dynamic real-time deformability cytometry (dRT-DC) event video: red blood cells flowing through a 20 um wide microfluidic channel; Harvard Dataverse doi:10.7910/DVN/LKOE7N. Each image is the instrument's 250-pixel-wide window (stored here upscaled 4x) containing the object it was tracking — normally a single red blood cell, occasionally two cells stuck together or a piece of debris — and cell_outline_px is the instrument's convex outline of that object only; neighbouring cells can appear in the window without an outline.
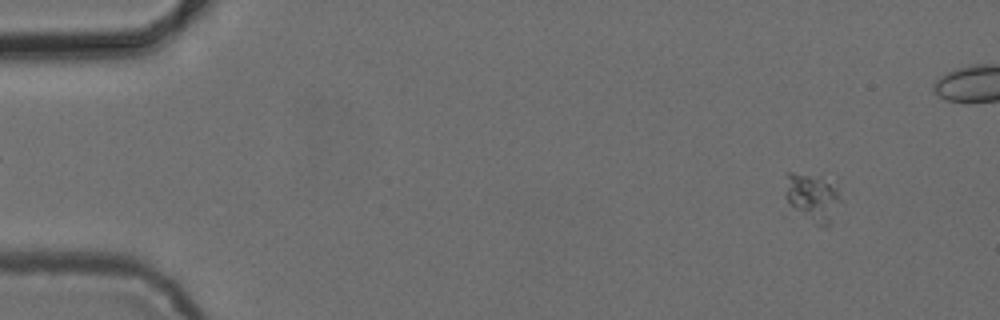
{"species": "common noctule bat (a hibernating species)", "species_latin": "Nyctalus noctula", "temperature_condition": "cold", "stored_images_in_passage": 55, "camera_frame_rate_fps": 3000, "um_per_image_px": 0.085, "animal": {"sex": "female", "body_mass_g": 24.6, "forearm_length_mm": 56.2}, "frame": {"image": 1, "passage_image": 5, "time_ms": 1.333, "image_size_px": [1000, 320], "cell_outline_px": [[840, 200], [828, 224], [824, 228], [784, 216], [784, 172], [792, 172], [840, 176]], "centroid_in_image_um": [68.95, 16.77], "position_along_channel_um": 16.1, "area_um2": 18.79}}
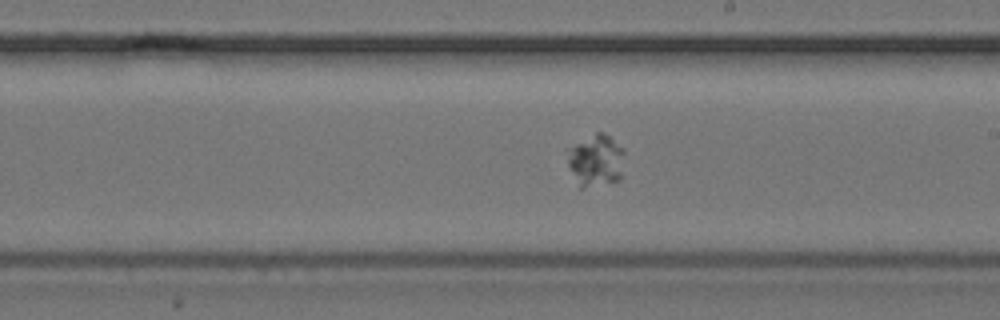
{"frame": {"image": 2, "passage_image": 31, "time_ms": 10.0, "image_size_px": [1000, 320], "cell_outline_px": [[624, 152], [620, 180], [584, 188], [580, 188], [568, 164], [568, 148], [596, 132], [604, 132], [624, 148]], "centroid_in_image_um": [50.67, 13.63], "position_along_channel_um": 238.3, "area_um2": 17.17}}
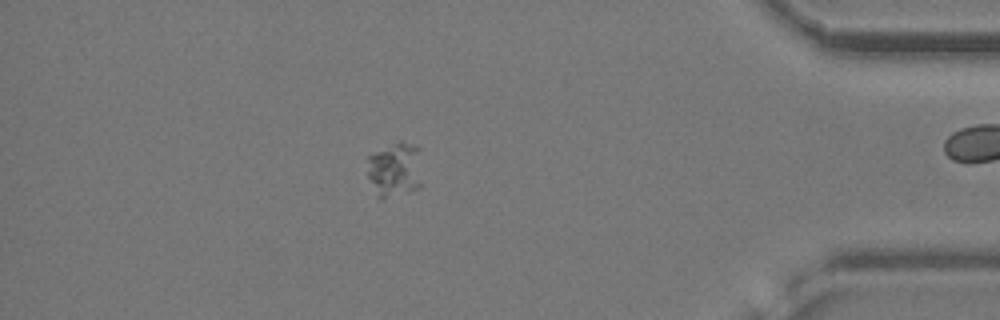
{"frame": {"image": 3, "passage_image": 47, "time_ms": 15.333, "image_size_px": [1000, 320], "cell_outline_px": [[420, 188], [380, 200], [376, 196], [368, 176], [368, 156], [400, 140], [412, 144], [420, 148]], "centroid_in_image_um": [33.57, 14.43], "position_along_channel_um": 401.6, "area_um2": 17.57}}